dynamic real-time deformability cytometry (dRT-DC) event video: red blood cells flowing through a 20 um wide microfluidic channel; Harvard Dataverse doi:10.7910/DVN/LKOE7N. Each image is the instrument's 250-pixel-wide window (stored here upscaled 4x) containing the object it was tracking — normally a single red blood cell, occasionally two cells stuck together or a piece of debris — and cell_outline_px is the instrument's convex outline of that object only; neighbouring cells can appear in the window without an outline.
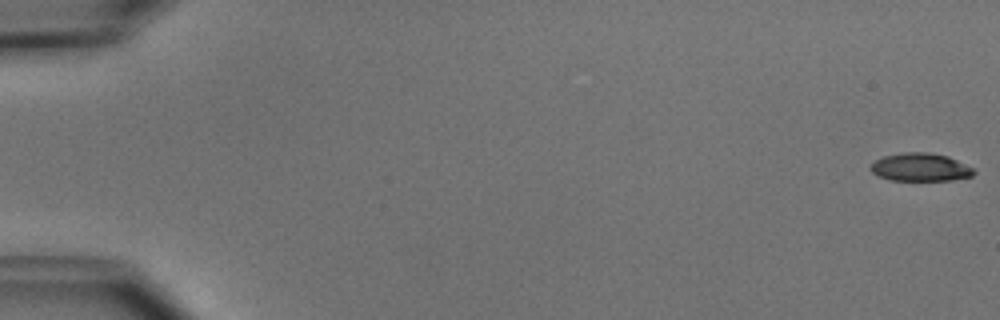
{"species": "common noctule bat (a hibernating species)", "species_latin": "Nyctalus noctula", "temperature_condition": "cold", "stored_images_in_passage": 6, "camera_frame_rate_fps": 3000, "um_per_image_px": 0.085, "animal": {"sex": "male", "body_mass_g": 15.6}, "frame": {"image": 1, "passage_image": 1, "time_ms": 0.0, "image_size_px": [1000, 320], "cell_outline_px": [[976, 172], [972, 176], [952, 180], [892, 180], [880, 176], [872, 172], [868, 168], [876, 160], [884, 156], [904, 152], [928, 152], [948, 156], [972, 168]], "centroid_in_image_um": [78.23, 14.21], "position_along_channel_um": 6.8, "area_um2": 16.7}}
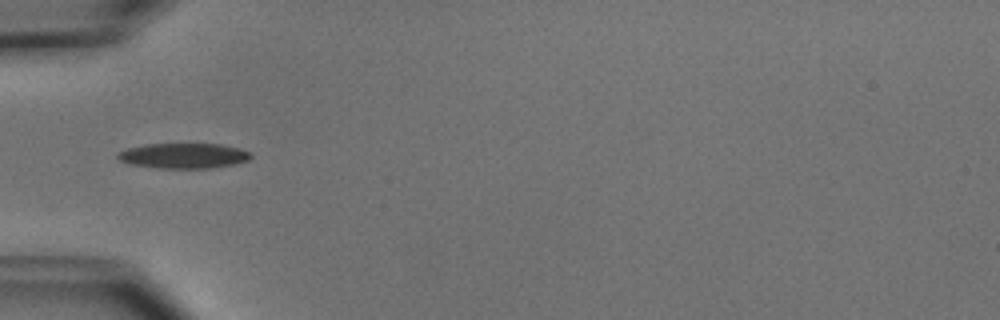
{"frame": {"image": 2, "passage_image": 5, "time_ms": 5.667, "image_size_px": [1000, 320], "cell_outline_px": [[252, 156], [248, 160], [236, 164], [212, 168], [156, 168], [128, 164], [120, 160], [116, 156], [116, 152], [128, 148], [144, 144], [220, 144], [240, 148], [252, 152]], "centroid_in_image_um": [15.6, 13.24], "position_along_channel_um": 69.4, "area_um2": 19.83}}